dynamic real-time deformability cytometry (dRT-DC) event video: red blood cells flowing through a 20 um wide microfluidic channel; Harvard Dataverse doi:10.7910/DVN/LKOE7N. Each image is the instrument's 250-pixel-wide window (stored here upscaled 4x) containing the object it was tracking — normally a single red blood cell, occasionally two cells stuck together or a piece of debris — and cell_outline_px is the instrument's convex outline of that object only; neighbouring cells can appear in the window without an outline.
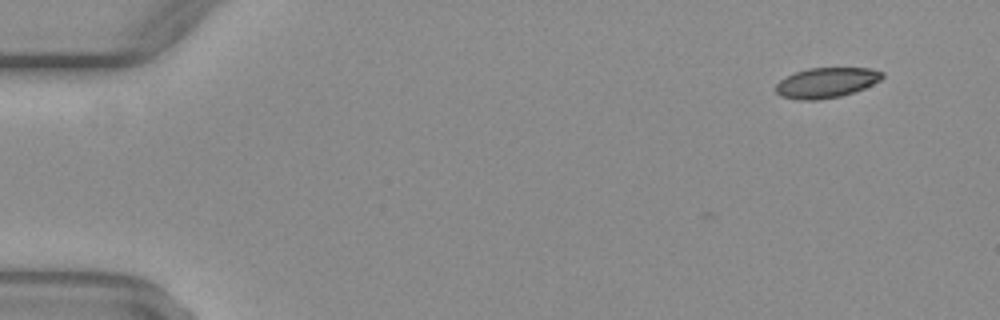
{"species": "common noctule bat (a hibernating species)", "species_latin": "Nyctalus noctula", "temperature_condition": "warm", "stored_images_in_passage": 2, "camera_frame_rate_fps": 3000, "um_per_image_px": 0.085, "animal": {"sex": "female", "body_mass_g": 29.2, "forearm_length_mm": 56.3}, "frame": {"image": 1, "passage_image": 2, "time_ms": 0.333, "image_size_px": [1000, 320], "cell_outline_px": [[884, 76], [880, 80], [864, 88], [840, 96], [816, 100], [800, 100], [780, 96], [776, 92], [776, 84], [780, 80], [796, 72], [808, 68], [872, 68], [884, 72]], "centroid_in_image_um": [70.25, 7.02], "position_along_channel_um": 14.8, "area_um2": 18.61}}